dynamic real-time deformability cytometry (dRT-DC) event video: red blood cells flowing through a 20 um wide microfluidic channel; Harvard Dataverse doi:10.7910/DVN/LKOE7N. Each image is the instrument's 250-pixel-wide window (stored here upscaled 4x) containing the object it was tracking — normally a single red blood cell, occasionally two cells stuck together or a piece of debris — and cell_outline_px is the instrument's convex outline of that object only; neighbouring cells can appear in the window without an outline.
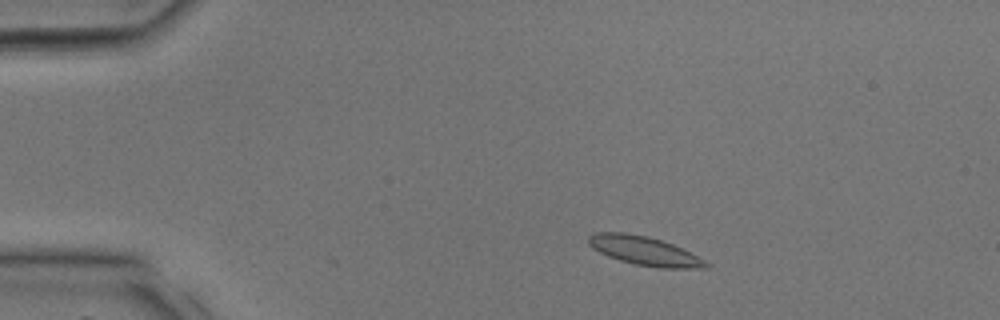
{"species": "common noctule bat (a hibernating species)", "species_latin": "Nyctalus noctula", "temperature_condition": "room temperature", "stored_images_in_passage": 27, "camera_frame_rate_fps": 3000, "um_per_image_px": 0.085, "animal": {"sex": "male", "body_mass_g": 17.9, "forearm_length_mm": 54.2}, "frame": {"image": 1, "passage_image": 4, "time_ms": 1.0, "image_size_px": [1000, 320], "cell_outline_px": [[712, 264], [708, 268], [660, 268], [636, 264], [620, 260], [608, 256], [592, 248], [588, 244], [588, 236], [596, 232], [624, 232], [648, 236], [672, 244]], "centroid_in_image_um": [54.75, 21.32], "position_along_channel_um": 30.2, "area_um2": 19.59}}
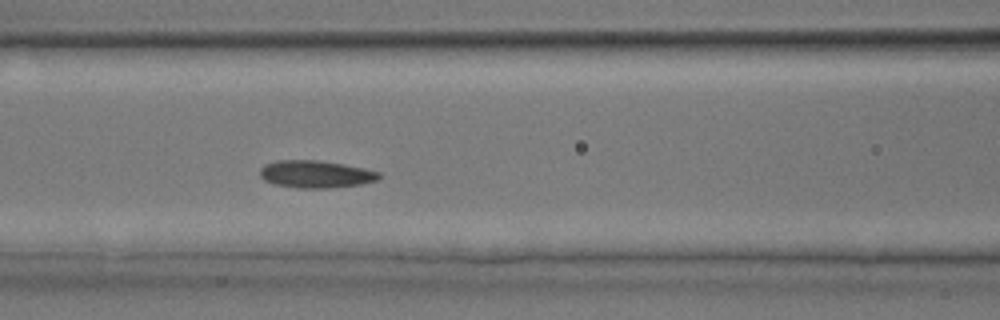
{"frame": {"image": 2, "passage_image": 13, "time_ms": 4.0, "image_size_px": [1000, 320], "cell_outline_px": [[380, 176], [376, 180], [360, 184], [328, 188], [300, 188], [272, 184], [264, 180], [260, 176], [260, 168], [264, 164], [276, 160], [320, 160], [344, 164], [380, 172]], "centroid_in_image_um": [26.78, 14.79], "position_along_channel_um": 139.8, "area_um2": 19.02}}
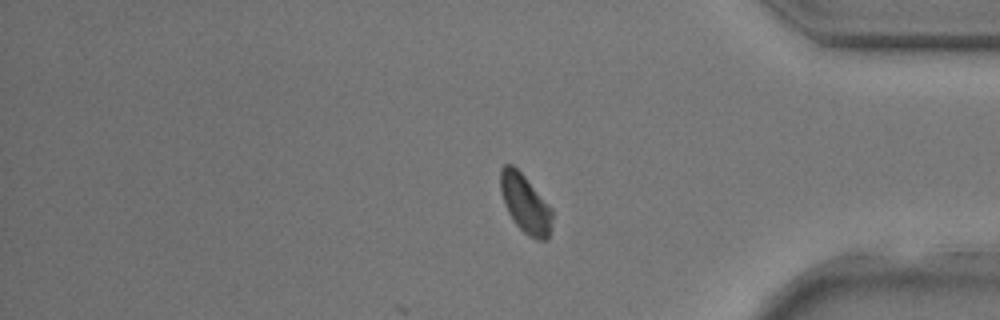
{"frame": {"image": 3, "passage_image": 27, "time_ms": 8.667, "image_size_px": [1000, 320], "cell_outline_px": [[552, 220], [548, 240], [540, 240], [524, 232], [512, 220], [504, 204], [500, 192], [500, 168], [504, 164], [512, 164], [524, 176], [552, 208]], "centroid_in_image_um": [44.63, 17.3], "position_along_channel_um": 390.6, "area_um2": 17.51}}